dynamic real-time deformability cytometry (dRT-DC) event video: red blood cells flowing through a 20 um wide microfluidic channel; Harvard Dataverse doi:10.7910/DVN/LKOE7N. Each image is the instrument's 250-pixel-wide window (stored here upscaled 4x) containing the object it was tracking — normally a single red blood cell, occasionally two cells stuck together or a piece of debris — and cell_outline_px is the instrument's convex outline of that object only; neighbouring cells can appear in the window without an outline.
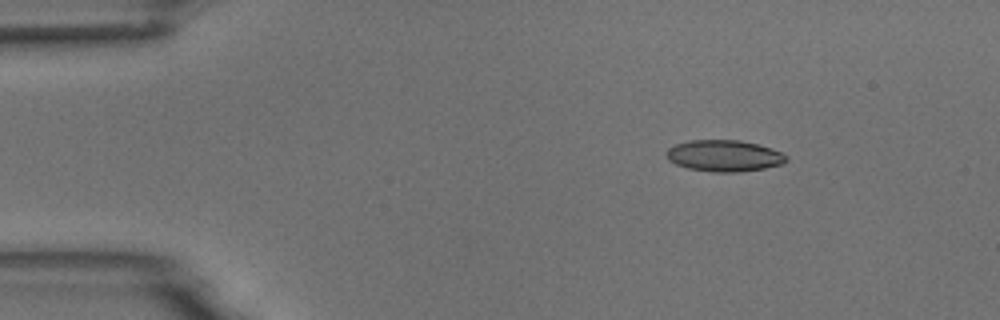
{"species": "common noctule bat (a hibernating species)", "species_latin": "Nyctalus noctula", "temperature_condition": "room temperature", "stored_images_in_passage": 3, "camera_frame_rate_fps": 3000, "um_per_image_px": 0.085, "animal": {"sex": "male", "body_mass_g": 18.8}, "frame": {"image": 1, "passage_image": 1, "time_ms": 0.0, "image_size_px": [1000, 320], "cell_outline_px": [[788, 160], [784, 164], [764, 168], [740, 172], [712, 172], [688, 168], [676, 164], [668, 160], [668, 148], [676, 144], [688, 140], [740, 140], [760, 144], [784, 152], [788, 156]], "centroid_in_image_um": [61.63, 13.24], "position_along_channel_um": 23.4, "area_um2": 22.2}}